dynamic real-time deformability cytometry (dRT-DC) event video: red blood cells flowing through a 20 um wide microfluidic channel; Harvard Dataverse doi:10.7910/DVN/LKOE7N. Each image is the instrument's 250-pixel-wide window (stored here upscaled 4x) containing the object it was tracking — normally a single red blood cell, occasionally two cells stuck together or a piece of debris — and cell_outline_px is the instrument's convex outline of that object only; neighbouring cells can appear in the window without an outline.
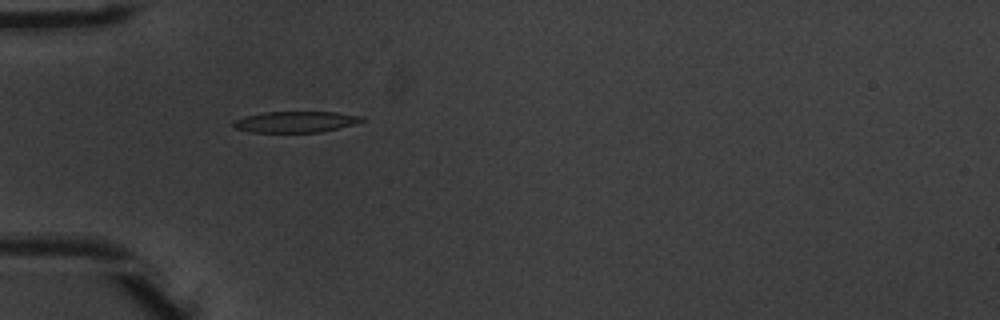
{"species": "common noctule bat (a hibernating species)", "species_latin": "Nyctalus noctula", "temperature_condition": "warm", "stored_images_in_passage": 36, "camera_frame_rate_fps": 3000, "um_per_image_px": 0.085, "animal": {"sex": "male", "body_mass_g": 20.1, "forearm_length_mm": 53.5}, "frame": {"image": 1, "passage_image": 1, "time_ms": 0.0, "image_size_px": [1000, 320], "cell_outline_px": [[364, 120], [352, 124], [320, 132], [252, 132], [232, 128], [232, 120], [244, 116], [264, 112], [336, 112], [364, 116]], "centroid_in_image_um": [25.04, 10.35], "position_along_channel_um": 60.0, "area_um2": 15.78}}
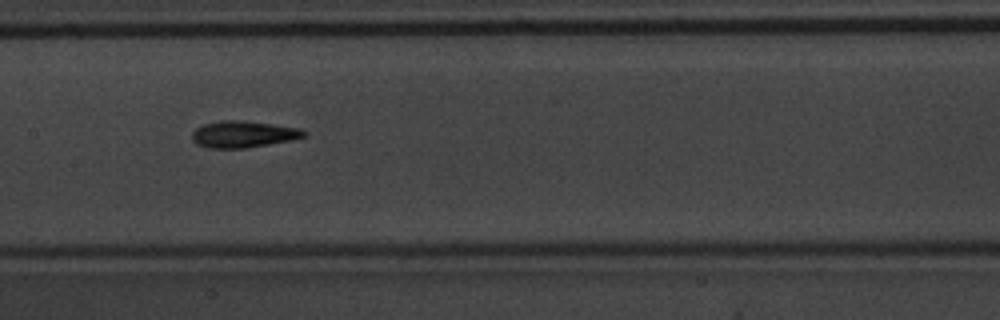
{"frame": {"image": 2, "passage_image": 11, "time_ms": 3.333, "image_size_px": [1000, 320], "cell_outline_px": [[308, 132], [304, 136], [292, 140], [244, 148], [208, 148], [196, 144], [192, 140], [192, 132], [196, 128], [204, 124], [220, 120], [244, 120], [300, 128]], "centroid_in_image_um": [20.66, 11.4], "position_along_channel_um": 186.7, "area_um2": 17.4}}
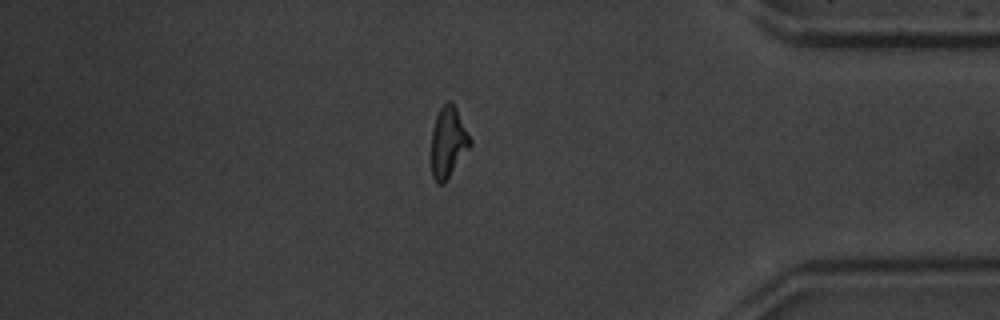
{"frame": {"image": 3, "passage_image": 29, "time_ms": 9.333, "image_size_px": [1000, 320], "cell_outline_px": [[472, 144], [444, 184], [436, 184], [432, 176], [432, 128], [436, 116], [440, 108], [448, 100], [452, 100], [472, 140]], "centroid_in_image_um": [38.1, 12.09], "position_along_channel_um": 397.1, "area_um2": 16.01}, "authors_computed_cell_mechanics": {"area_um2": 16.3285, "velocity_mm_per_s": 3.9359, "shape_relaxation_time_tau1_ms": 4.1422, "shape_relaxation_time_tau2_ms": 2.6029, "deformation_change_tau1": 0.1824, "deformation_change_tau2": 0.122}}